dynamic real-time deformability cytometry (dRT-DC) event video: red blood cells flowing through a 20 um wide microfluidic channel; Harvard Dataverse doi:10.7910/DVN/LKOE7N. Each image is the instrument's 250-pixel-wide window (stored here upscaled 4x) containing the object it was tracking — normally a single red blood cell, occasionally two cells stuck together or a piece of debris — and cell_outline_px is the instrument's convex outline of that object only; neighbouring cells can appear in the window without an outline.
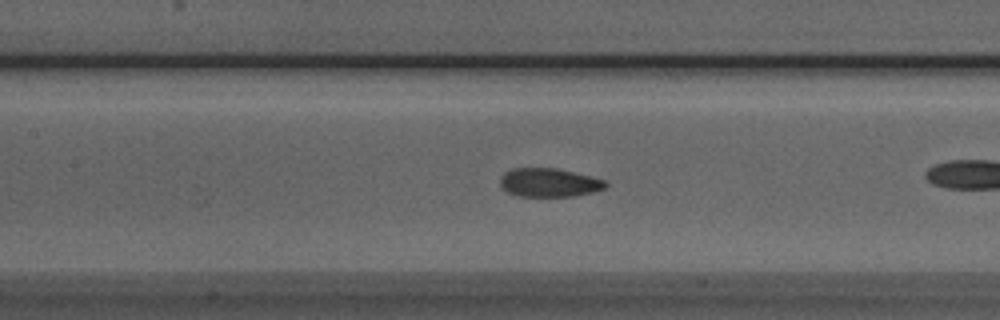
{"species": "Egyptian fruit bat (a non-hibernating species)", "species_latin": "Rousettus aegyptiacus", "temperature_condition": "room temperature", "stored_images_in_passage": 52, "camera_frame_rate_fps": 3000, "um_per_image_px": 0.085, "animal": {"sex": "male"}, "frame": {"image": 1, "passage_image": 23, "time_ms": 7.333, "image_size_px": [1000, 320], "cell_outline_px": [[608, 184], [604, 188], [592, 192], [572, 196], [520, 196], [508, 192], [500, 184], [500, 176], [504, 172], [512, 168], [556, 168], [604, 180]], "centroid_in_image_um": [46.63, 15.51], "position_along_channel_um": 160.8, "area_um2": 17.34}, "authors_computed_cell_mechanics": {"area_um2": 18.0914, "velocity_mm_per_s": 3.957, "shape_relaxation_time_tau1_ms": 4.757, "shape_relaxation_time_tau2_ms": 1.1827, "deformation_change_tau1": 0.1728, "deformation_change_tau2": 0.0566}}